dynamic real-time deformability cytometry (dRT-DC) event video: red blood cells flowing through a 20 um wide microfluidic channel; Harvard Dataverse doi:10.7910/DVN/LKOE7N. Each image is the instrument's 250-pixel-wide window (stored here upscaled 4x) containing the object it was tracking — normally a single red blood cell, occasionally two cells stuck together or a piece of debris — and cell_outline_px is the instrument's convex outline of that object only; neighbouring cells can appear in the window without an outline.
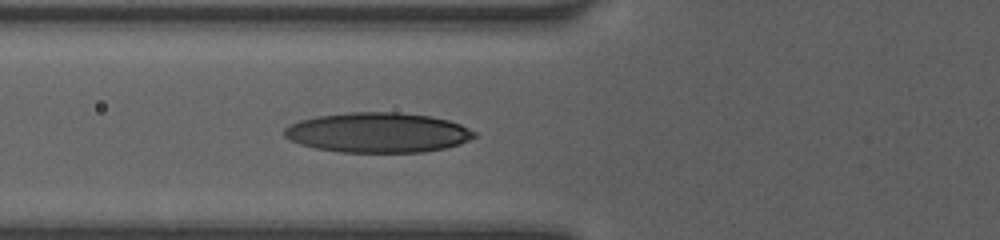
{"species": "human", "species_latin": "Homo sapiens", "temperature_condition": "room temperature", "stored_images_in_passage": 4, "camera_frame_rate_fps": 3000, "um_per_image_px": 0.085, "donor": {"sex": "female"}, "frame": {"image": 1, "passage_image": 4, "time_ms": 2.0, "image_size_px": [1000, 240], "cell_outline_px": [[476, 136], [460, 144], [444, 148], [424, 152], [340, 152], [316, 148], [300, 144], [288, 140], [284, 136], [284, 128], [288, 124], [300, 120], [316, 116], [348, 112], [400, 112], [432, 116], [448, 120], [460, 124], [476, 132]], "centroid_in_image_um": [32.09, 11.26], "position_along_channel_um": 93.7, "area_um2": 44.51}}